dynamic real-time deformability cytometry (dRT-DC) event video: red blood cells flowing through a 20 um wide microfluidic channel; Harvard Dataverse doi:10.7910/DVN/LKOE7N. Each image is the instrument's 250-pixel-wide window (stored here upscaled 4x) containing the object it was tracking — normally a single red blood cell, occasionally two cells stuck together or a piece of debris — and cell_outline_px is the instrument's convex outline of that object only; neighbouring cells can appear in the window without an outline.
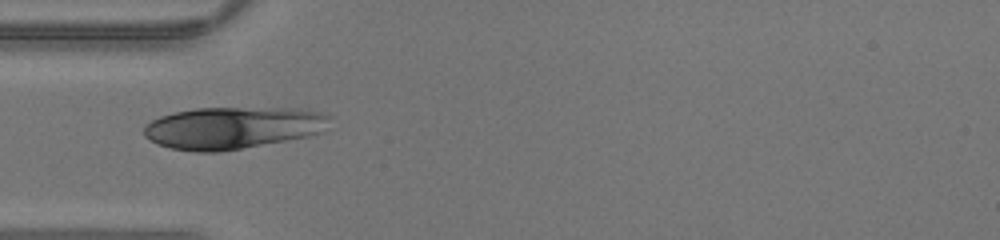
{"species": "human", "species_latin": "Homo sapiens", "temperature_condition": "warm", "stored_images_in_passage": 22, "camera_frame_rate_fps": 3000, "um_per_image_px": 0.085, "donor": {"sex": "male"}, "frame": {"image": 1, "passage_image": 12, "time_ms": 3.667, "image_size_px": [1000, 240], "cell_outline_px": [[332, 116], [324, 132], [308, 136], [220, 152], [196, 152], [172, 148], [160, 144], [144, 136], [144, 124], [160, 116], [176, 112], [196, 108], [300, 108], [324, 112]], "centroid_in_image_um": [19.84, 10.85], "position_along_channel_um": 65.2, "area_um2": 45.66}}
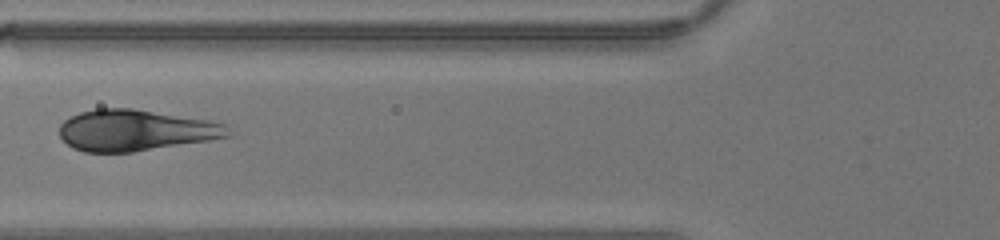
{"frame": {"image": 2, "passage_image": 15, "time_ms": 4.667, "image_size_px": [1000, 240], "cell_outline_px": [[232, 136], [208, 140], [132, 152], [84, 152], [72, 148], [60, 136], [60, 124], [64, 120], [80, 112], [96, 108], [132, 108], [208, 120], [224, 124]], "centroid_in_image_um": [11.48, 11.07], "position_along_channel_um": 114.3, "area_um2": 40.17}}
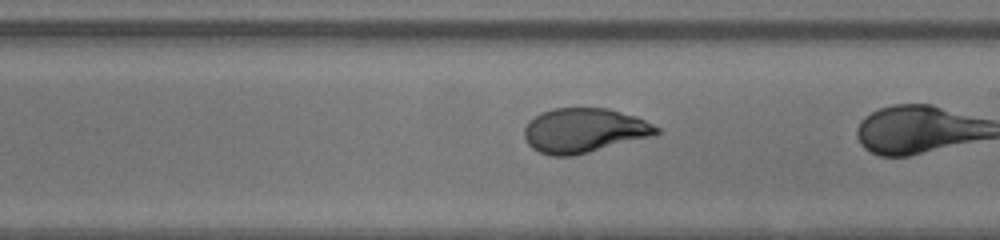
{"frame": {"image": 3, "passage_image": 21, "time_ms": 6.667, "image_size_px": [1000, 240], "cell_outline_px": [[660, 132], [656, 136], [572, 156], [552, 156], [540, 152], [532, 148], [528, 144], [524, 136], [524, 128], [528, 120], [540, 112], [556, 108], [608, 108], [636, 116], [660, 128]], "centroid_in_image_um": [49.66, 11.09], "position_along_channel_um": 239.3, "area_um2": 34.56}}